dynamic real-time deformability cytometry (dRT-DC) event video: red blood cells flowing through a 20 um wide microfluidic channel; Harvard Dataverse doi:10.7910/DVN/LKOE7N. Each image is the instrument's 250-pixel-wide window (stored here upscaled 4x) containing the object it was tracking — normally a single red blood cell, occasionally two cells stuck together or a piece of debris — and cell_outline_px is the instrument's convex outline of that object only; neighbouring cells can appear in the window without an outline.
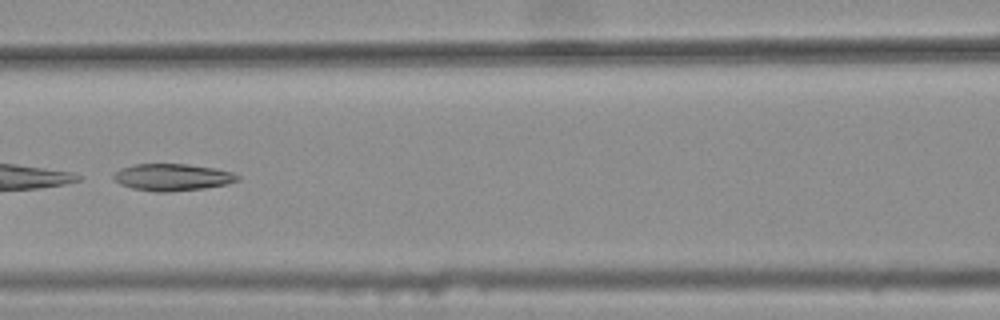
{"species": "common noctule bat (a hibernating species)", "species_latin": "Nyctalus noctula", "temperature_condition": "warm", "stored_images_in_passage": 23, "camera_frame_rate_fps": 3000, "um_per_image_px": 0.085, "animal": {"sex": "female", "body_mass_g": 25.1}, "frame": {"image": 1, "passage_image": 7, "time_ms": 2.0, "image_size_px": [1000, 320], "cell_outline_px": [[240, 180], [228, 184], [204, 188], [168, 192], [156, 192], [132, 188], [120, 184], [112, 176], [120, 168], [136, 164], [188, 164], [216, 168], [232, 172], [240, 176]], "centroid_in_image_um": [14.69, 15.06], "position_along_channel_um": 151.9, "area_um2": 19.54}}
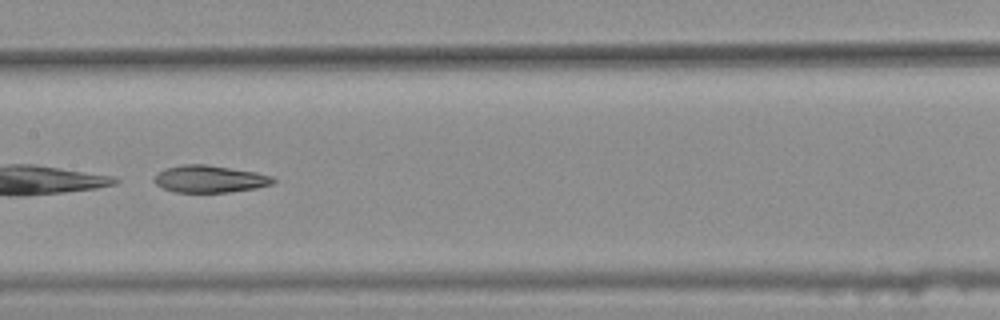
{"frame": {"image": 2, "passage_image": 10, "time_ms": 3.0, "image_size_px": [1000, 320], "cell_outline_px": [[276, 180], [272, 184], [256, 188], [228, 192], [176, 192], [164, 188], [156, 184], [152, 180], [156, 172], [164, 168], [184, 164], [204, 164], [256, 172], [272, 176]], "centroid_in_image_um": [17.79, 15.2], "position_along_channel_um": 189.6, "area_um2": 18.84}}